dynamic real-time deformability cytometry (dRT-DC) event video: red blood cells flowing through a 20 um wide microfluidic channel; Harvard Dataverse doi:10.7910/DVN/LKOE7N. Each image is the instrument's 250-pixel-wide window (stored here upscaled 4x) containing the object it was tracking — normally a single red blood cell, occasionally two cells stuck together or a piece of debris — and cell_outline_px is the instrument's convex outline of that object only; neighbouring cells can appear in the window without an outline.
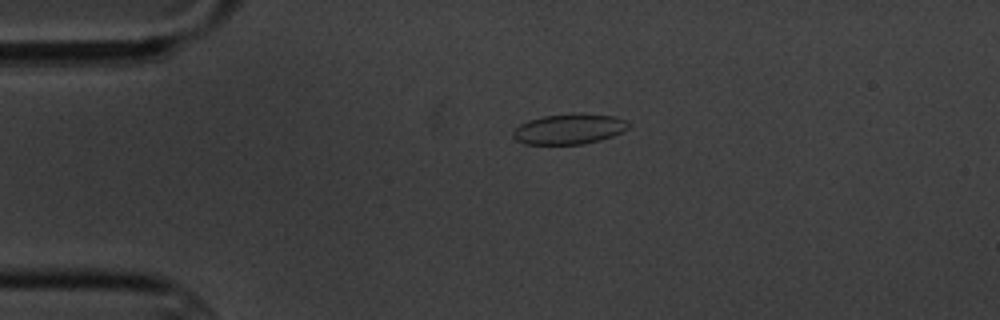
{"species": "common noctule bat (a hibernating species)", "species_latin": "Nyctalus noctula", "temperature_condition": "cold", "stored_images_in_passage": 4, "camera_frame_rate_fps": 3000, "um_per_image_px": 0.085, "animal": {"sex": "male", "body_mass_g": 20.1, "forearm_length_mm": 53.5}, "frame": {"image": 1, "passage_image": 3, "time_ms": 3.333, "image_size_px": [1000, 320], "cell_outline_px": [[628, 128], [612, 136], [600, 140], [584, 144], [524, 144], [516, 140], [512, 136], [512, 132], [520, 124], [528, 120], [544, 116], [572, 112], [612, 116], [624, 120], [628, 124]], "centroid_in_image_um": [48.33, 10.96], "position_along_channel_um": 36.7, "area_um2": 20.4}}